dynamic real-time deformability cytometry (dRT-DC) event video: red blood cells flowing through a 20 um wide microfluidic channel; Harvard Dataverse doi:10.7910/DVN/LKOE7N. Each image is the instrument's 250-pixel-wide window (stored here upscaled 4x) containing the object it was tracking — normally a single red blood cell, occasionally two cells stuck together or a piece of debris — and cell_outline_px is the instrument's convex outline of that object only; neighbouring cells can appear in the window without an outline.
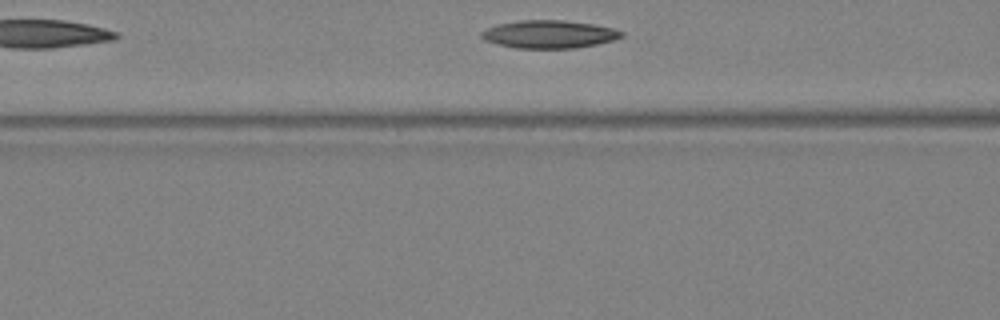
{"species": "Egyptian fruit bat (a non-hibernating species)", "species_latin": "Rousettus aegyptiacus", "temperature_condition": "warm", "stored_images_in_passage": 22, "camera_frame_rate_fps": 3000, "um_per_image_px": 0.085, "animal": {"sex": "female"}, "frame": {"image": 1, "passage_image": 7, "time_ms": 2.0, "image_size_px": [1000, 320], "cell_outline_px": [[624, 36], [612, 40], [596, 44], [576, 48], [516, 48], [496, 44], [484, 40], [480, 36], [480, 32], [496, 24], [520, 20], [564, 20], [592, 24], [616, 28], [624, 32]], "centroid_in_image_um": [46.67, 2.91], "position_along_channel_um": 119.9, "area_um2": 22.89}}
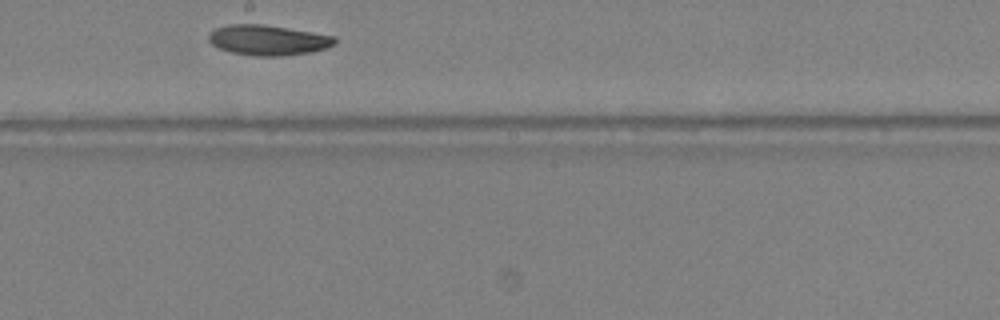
{"frame": {"image": 2, "passage_image": 13, "time_ms": 4.0, "image_size_px": [1000, 320], "cell_outline_px": [[336, 44], [312, 52], [284, 56], [256, 56], [232, 52], [220, 48], [212, 44], [208, 40], [208, 32], [216, 28], [228, 24], [264, 24], [336, 36]], "centroid_in_image_um": [22.78, 3.4], "position_along_channel_um": 225.4, "area_um2": 22.31}}
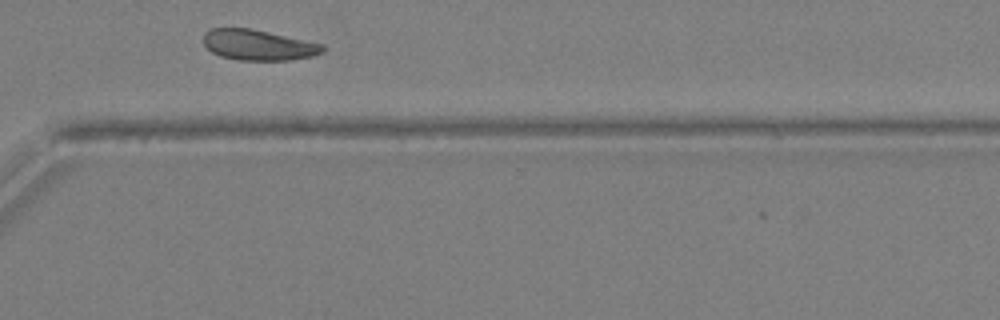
{"frame": {"image": 3, "passage_image": 20, "time_ms": 6.333, "image_size_px": [1000, 320], "cell_outline_px": [[324, 52], [312, 56], [292, 60], [240, 60], [220, 56], [212, 52], [204, 44], [204, 32], [208, 28], [252, 28], [324, 44]], "centroid_in_image_um": [21.96, 3.81], "position_along_channel_um": 348.6, "area_um2": 21.39}}